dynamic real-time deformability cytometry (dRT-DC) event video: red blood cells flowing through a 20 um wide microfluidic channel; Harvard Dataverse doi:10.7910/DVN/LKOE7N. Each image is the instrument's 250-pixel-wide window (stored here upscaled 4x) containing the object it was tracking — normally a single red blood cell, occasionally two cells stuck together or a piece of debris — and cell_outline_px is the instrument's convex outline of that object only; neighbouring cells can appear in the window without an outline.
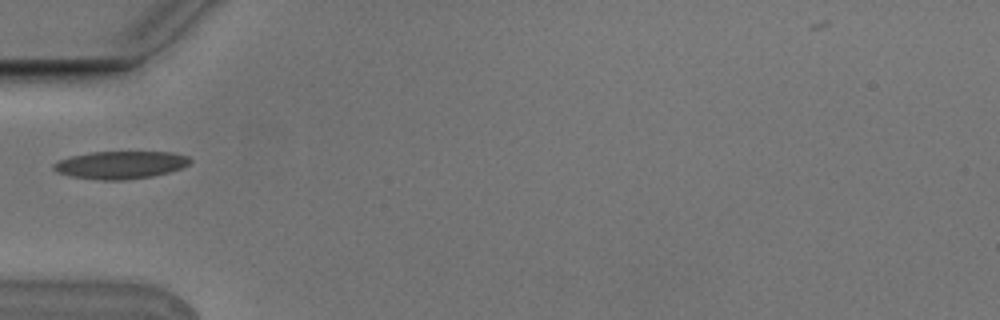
{"species": "Egyptian fruit bat (a non-hibernating species)", "species_latin": "Rousettus aegyptiacus", "temperature_condition": "cold", "stored_images_in_passage": 2, "camera_frame_rate_fps": 3000, "um_per_image_px": 0.085, "animal": {"sex": "male"}, "frame": {"image": 1, "passage_image": 1, "time_ms": 0.0, "image_size_px": [1000, 320], "cell_outline_px": [[192, 160], [188, 164], [180, 168], [168, 172], [152, 176], [124, 180], [100, 180], [72, 176], [56, 172], [52, 168], [52, 164], [60, 160], [72, 156], [92, 152], [172, 152], [188, 156]], "centroid_in_image_um": [10.23, 14.01], "position_along_channel_um": 74.8, "area_um2": 21.85}}